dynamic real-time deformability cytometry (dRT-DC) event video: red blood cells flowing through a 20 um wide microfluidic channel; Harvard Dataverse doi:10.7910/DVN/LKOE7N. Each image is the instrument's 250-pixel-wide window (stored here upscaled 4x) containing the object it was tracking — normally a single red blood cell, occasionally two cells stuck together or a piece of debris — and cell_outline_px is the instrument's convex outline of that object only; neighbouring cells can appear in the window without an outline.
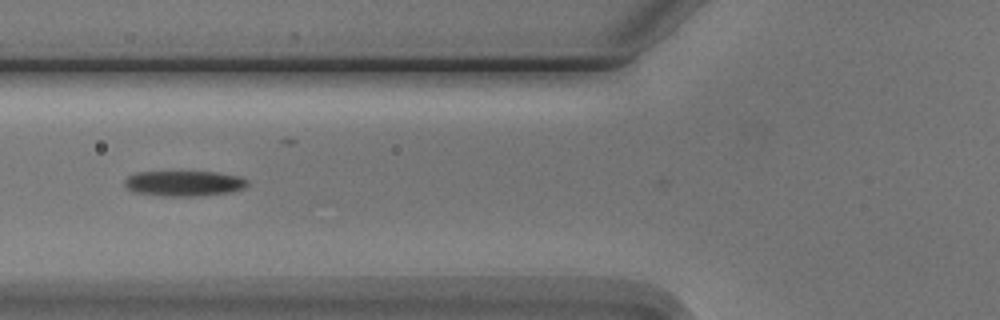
{"species": "Egyptian fruit bat (a non-hibernating species)", "species_latin": "Rousettus aegyptiacus", "temperature_condition": "cold", "stored_images_in_passage": 5, "camera_frame_rate_fps": 3000, "um_per_image_px": 0.085, "animal": {"sex": "male"}, "frame": {"image": 1, "passage_image": 2, "time_ms": 1.0, "image_size_px": [1000, 320], "cell_outline_px": [[248, 184], [244, 188], [232, 192], [200, 196], [160, 196], [132, 192], [124, 188], [124, 180], [128, 176], [136, 172], [216, 172], [240, 176], [248, 180]], "centroid_in_image_um": [15.62, 15.6], "position_along_channel_um": 110.2, "area_um2": 18.5}}
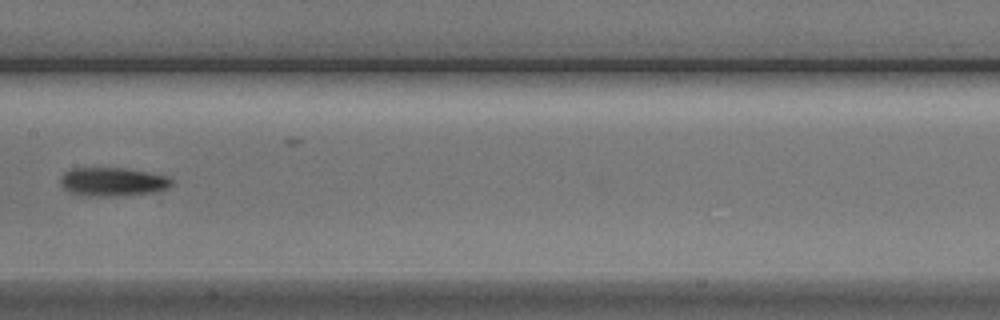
{"frame": {"image": 2, "passage_image": 4, "time_ms": 3.333, "image_size_px": [1000, 320], "cell_outline_px": [[172, 184], [168, 188], [152, 192], [124, 196], [80, 196], [68, 192], [60, 184], [60, 176], [64, 172], [72, 168], [128, 168], [168, 176], [172, 180]], "centroid_in_image_um": [9.54, 15.46], "position_along_channel_um": 197.9, "area_um2": 18.9}}
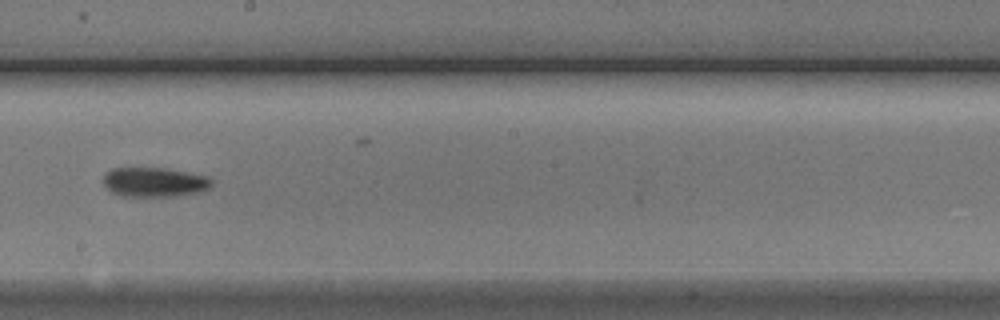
{"frame": {"image": 3, "passage_image": 5, "time_ms": 4.333, "image_size_px": [1000, 320], "cell_outline_px": [[212, 184], [208, 188], [200, 192], [172, 196], [120, 196], [112, 192], [104, 184], [104, 176], [112, 168], [164, 168], [208, 176], [212, 180]], "centroid_in_image_um": [13.13, 15.48], "position_along_channel_um": 235.1, "area_um2": 18.44}}